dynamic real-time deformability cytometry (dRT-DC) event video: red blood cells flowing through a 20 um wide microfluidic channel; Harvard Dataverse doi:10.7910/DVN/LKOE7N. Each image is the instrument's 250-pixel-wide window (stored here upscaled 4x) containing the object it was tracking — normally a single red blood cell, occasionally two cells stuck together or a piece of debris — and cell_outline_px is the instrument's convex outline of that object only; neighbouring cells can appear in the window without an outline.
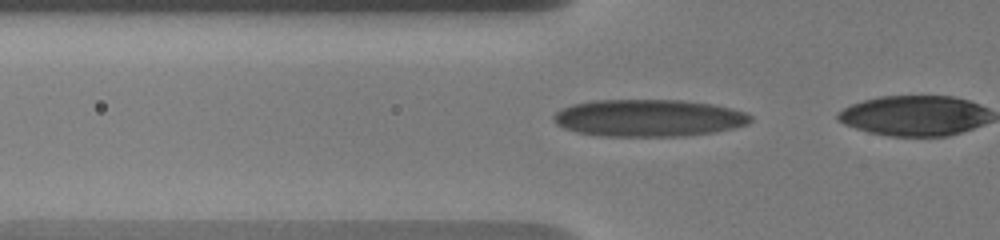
{"species": "human", "species_latin": "Homo sapiens", "temperature_condition": "warm", "stored_images_in_passage": 29, "camera_frame_rate_fps": 3000, "um_per_image_px": 0.085, "donor": {"sex": "male"}, "frame": {"image": 1, "passage_image": 21, "time_ms": 5.333, "image_size_px": [1000, 240], "cell_outline_px": [[752, 120], [748, 124], [716, 132], [684, 136], [600, 136], [576, 132], [564, 128], [556, 124], [552, 120], [552, 116], [560, 108], [572, 104], [592, 100], [680, 100], [712, 104], [732, 108], [748, 112], [752, 116]], "centroid_in_image_um": [55.12, 10.03], "position_along_channel_um": 70.7, "area_um2": 43.06}}
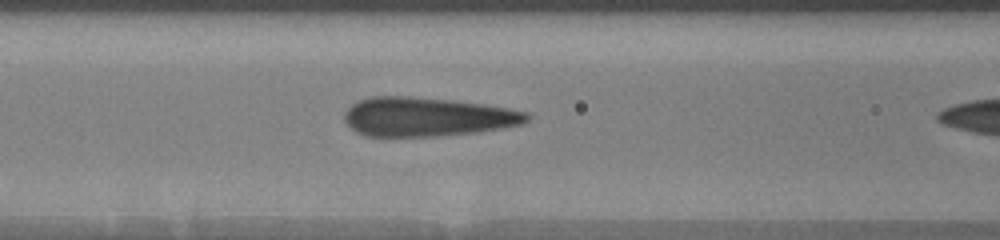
{"frame": {"image": 2, "passage_image": 28, "time_ms": 7.0, "image_size_px": [1000, 240], "cell_outline_px": [[532, 116], [524, 124], [504, 128], [476, 132], [436, 136], [364, 136], [356, 132], [344, 120], [344, 112], [352, 104], [360, 100], [372, 96], [408, 96], [452, 100], [484, 104], [508, 108], [528, 112]], "centroid_in_image_um": [36.33, 9.93], "position_along_channel_um": 130.3, "area_um2": 41.67}}